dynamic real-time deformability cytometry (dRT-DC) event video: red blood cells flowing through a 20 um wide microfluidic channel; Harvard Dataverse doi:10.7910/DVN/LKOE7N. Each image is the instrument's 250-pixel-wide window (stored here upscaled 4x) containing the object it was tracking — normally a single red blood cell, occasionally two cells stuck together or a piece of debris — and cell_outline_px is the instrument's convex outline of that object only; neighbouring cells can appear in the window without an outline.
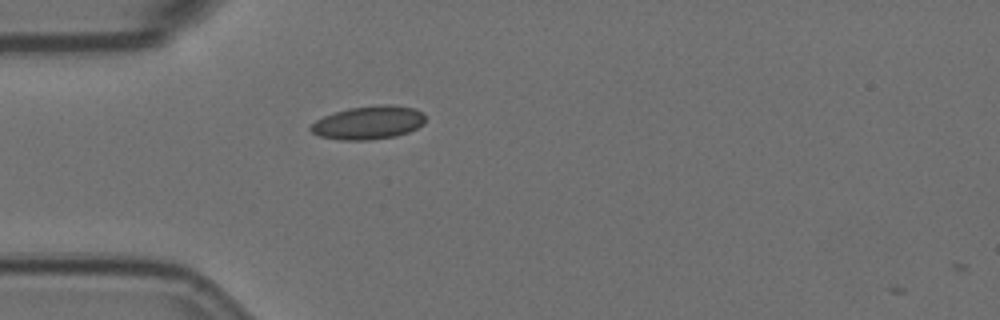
{"species": "Egyptian fruit bat (a non-hibernating species)", "species_latin": "Rousettus aegyptiacus", "temperature_condition": "room temperature", "stored_images_in_passage": 2, "camera_frame_rate_fps": 3000, "um_per_image_px": 0.085, "animal": {"sex": "female"}, "frame": {"image": 1, "passage_image": 1, "time_ms": 0.0, "image_size_px": [1000, 320], "cell_outline_px": [[424, 124], [408, 132], [396, 136], [368, 140], [340, 140], [320, 136], [312, 132], [308, 128], [316, 120], [324, 116], [348, 108], [380, 104], [392, 104], [412, 108], [424, 112]], "centroid_in_image_um": [31.32, 10.42], "position_along_channel_um": 53.7, "area_um2": 22.31}}